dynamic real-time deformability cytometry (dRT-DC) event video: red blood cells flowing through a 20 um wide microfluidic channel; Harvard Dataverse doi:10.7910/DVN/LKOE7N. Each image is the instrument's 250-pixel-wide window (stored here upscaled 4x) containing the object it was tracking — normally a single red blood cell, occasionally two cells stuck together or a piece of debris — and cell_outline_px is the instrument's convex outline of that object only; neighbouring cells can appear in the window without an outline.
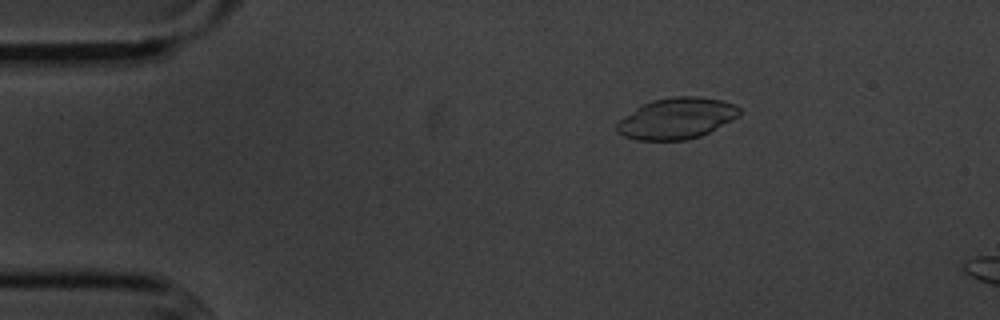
{"species": "common noctule bat (a hibernating species)", "species_latin": "Nyctalus noctula", "temperature_condition": "cold", "stored_images_in_passage": 5, "camera_frame_rate_fps": 3000, "um_per_image_px": 0.085, "animal": {"sex": "male", "body_mass_g": 20.1, "forearm_length_mm": 53.5}, "frame": {"image": 1, "passage_image": 3, "time_ms": 2.333, "image_size_px": [1000, 320], "cell_outline_px": [[740, 116], [700, 136], [688, 140], [636, 140], [624, 136], [616, 132], [616, 124], [624, 116], [636, 108], [652, 100], [672, 96], [696, 96], [724, 100], [736, 104], [740, 108]], "centroid_in_image_um": [57.52, 10.06], "position_along_channel_um": 27.5, "area_um2": 29.48}}